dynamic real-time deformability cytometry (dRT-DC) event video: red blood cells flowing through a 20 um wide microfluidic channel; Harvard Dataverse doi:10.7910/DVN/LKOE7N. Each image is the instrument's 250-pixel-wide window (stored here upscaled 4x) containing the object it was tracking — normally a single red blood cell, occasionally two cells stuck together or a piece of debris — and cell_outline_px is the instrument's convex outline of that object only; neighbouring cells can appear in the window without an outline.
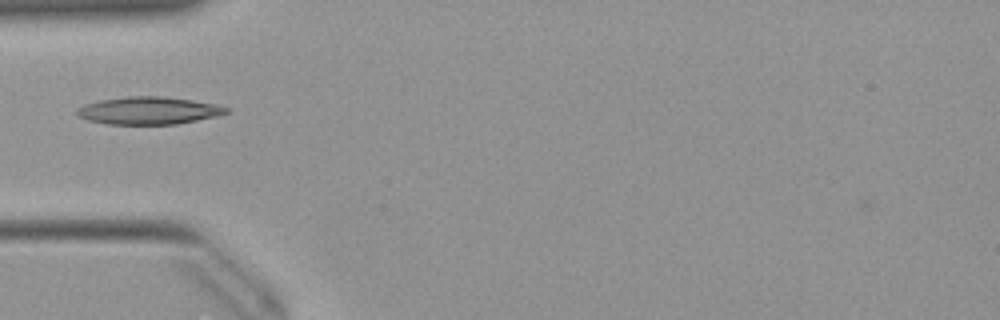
{"species": "Egyptian fruit bat (a non-hibernating species)", "species_latin": "Rousettus aegyptiacus", "temperature_condition": "warm", "stored_images_in_passage": 36, "camera_frame_rate_fps": 3000, "um_per_image_px": 0.085, "animal": {"sex": "female"}, "frame": {"image": 1, "passage_image": 1, "time_ms": 0.0, "image_size_px": [1000, 320], "cell_outline_px": [[228, 112], [216, 116], [176, 124], [104, 124], [88, 120], [80, 116], [76, 112], [76, 108], [84, 104], [100, 100], [128, 96], [160, 96], [192, 100], [216, 104], [228, 108]], "centroid_in_image_um": [12.6, 9.4], "position_along_channel_um": 72.4, "area_um2": 23.81}}
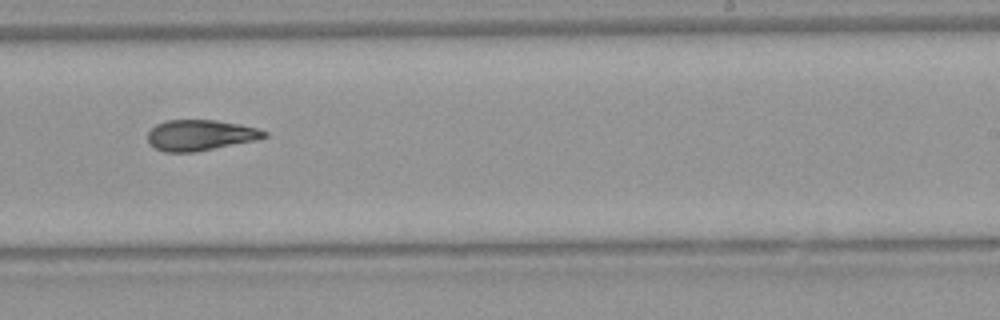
{"frame": {"image": 2, "passage_image": 16, "time_ms": 5.0, "image_size_px": [1000, 320], "cell_outline_px": [[268, 136], [256, 140], [196, 152], [164, 152], [156, 148], [148, 140], [148, 132], [156, 124], [164, 120], [216, 120], [240, 124], [256, 128], [268, 132]], "centroid_in_image_um": [17.03, 11.48], "position_along_channel_um": 272.0, "area_um2": 20.87}}
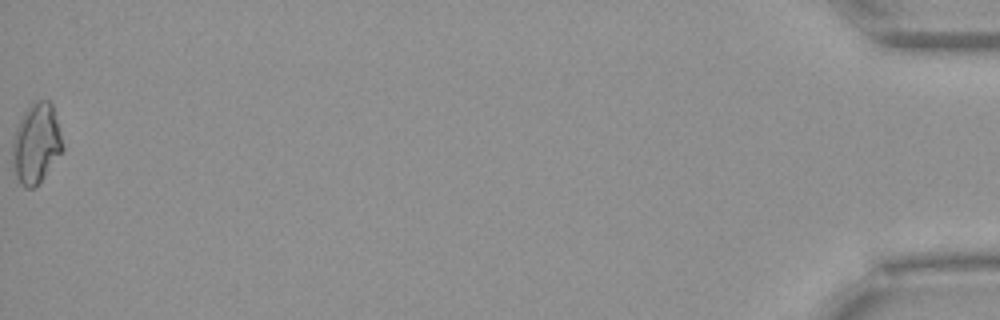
{"frame": {"image": 3, "passage_image": 36, "time_ms": 11.667, "image_size_px": [1000, 320], "cell_outline_px": [[64, 148], [44, 176], [32, 188], [24, 188], [20, 184], [16, 176], [12, 164], [12, 140], [16, 128], [24, 112], [32, 104], [40, 100], [48, 100], [52, 104]], "centroid_in_image_um": [3.05, 12.21], "position_along_channel_um": 432.2, "area_um2": 22.95}}